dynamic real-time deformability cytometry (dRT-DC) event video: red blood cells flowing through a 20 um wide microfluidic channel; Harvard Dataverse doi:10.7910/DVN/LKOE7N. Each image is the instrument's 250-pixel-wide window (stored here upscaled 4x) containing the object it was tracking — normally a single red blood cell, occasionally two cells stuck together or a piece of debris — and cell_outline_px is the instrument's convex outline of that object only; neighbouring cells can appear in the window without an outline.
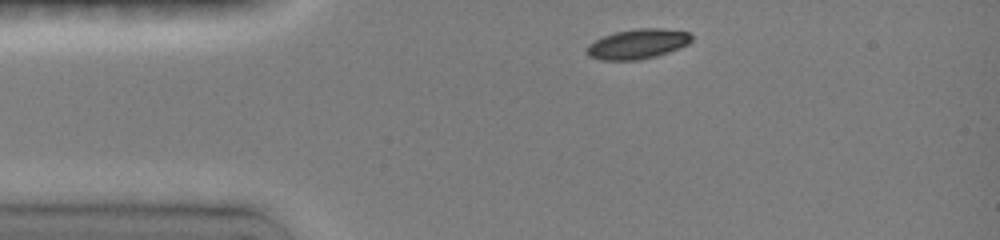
{"species": "common noctule bat (a hibernating species)", "species_latin": "Nyctalus noctula", "temperature_condition": "room temperature", "stored_images_in_passage": 4, "camera_frame_rate_fps": 3000, "um_per_image_px": 0.085, "animal": {"sex": "female", "body_mass_g": 19.0, "forearm_length_mm": 51.5}, "frame": {"image": 1, "passage_image": 1, "time_ms": 0.0, "image_size_px": [1000, 240], "cell_outline_px": [[692, 40], [688, 44], [652, 56], [636, 60], [604, 60], [588, 56], [588, 44], [604, 36], [616, 32], [636, 28], [660, 28], [688, 32], [692, 36]], "centroid_in_image_um": [54.18, 3.72], "position_along_channel_um": 30.8, "area_um2": 17.69}}